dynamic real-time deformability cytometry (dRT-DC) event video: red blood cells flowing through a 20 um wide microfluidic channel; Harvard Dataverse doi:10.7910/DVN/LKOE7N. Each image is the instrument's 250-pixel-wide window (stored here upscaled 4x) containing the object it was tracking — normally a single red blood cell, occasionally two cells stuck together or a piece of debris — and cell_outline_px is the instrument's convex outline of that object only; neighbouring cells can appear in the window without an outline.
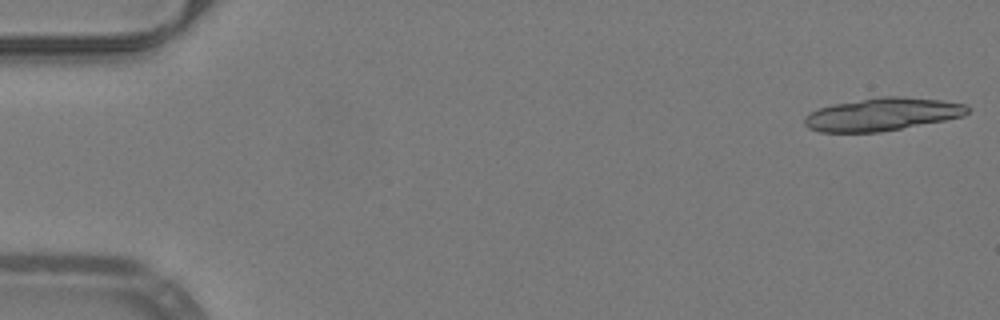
{"species": "common noctule bat (a hibernating species)", "species_latin": "Nyctalus noctula", "temperature_condition": "warm", "stored_images_in_passage": 15, "camera_frame_rate_fps": 3000, "um_per_image_px": 0.085, "animal": {"sex": "male", "body_mass_g": 19.2, "forearm_length_mm": 51.8}, "frame": {"image": 1, "passage_image": 1, "time_ms": 0.0, "image_size_px": [1000, 320], "cell_outline_px": [[972, 108], [964, 116], [944, 120], [880, 132], [820, 132], [808, 128], [804, 124], [804, 116], [808, 112], [832, 104], [884, 96], [900, 96], [940, 100], [964, 104]], "centroid_in_image_um": [74.97, 9.72], "position_along_channel_um": 10.0, "area_um2": 31.1}}
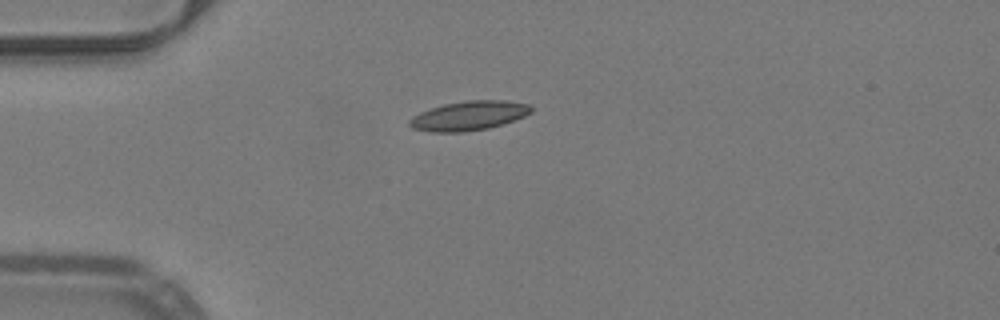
{"frame": {"image": 2, "passage_image": 15, "time_ms": 4.667, "image_size_px": [1000, 320], "cell_outline_px": [[532, 112], [524, 116], [504, 124], [488, 128], [464, 132], [432, 132], [412, 128], [408, 124], [408, 120], [412, 116], [420, 112], [444, 104], [464, 100], [504, 100], [528, 104], [532, 108]], "centroid_in_image_um": [39.84, 9.84], "position_along_channel_um": 45.2, "area_um2": 20.87}}